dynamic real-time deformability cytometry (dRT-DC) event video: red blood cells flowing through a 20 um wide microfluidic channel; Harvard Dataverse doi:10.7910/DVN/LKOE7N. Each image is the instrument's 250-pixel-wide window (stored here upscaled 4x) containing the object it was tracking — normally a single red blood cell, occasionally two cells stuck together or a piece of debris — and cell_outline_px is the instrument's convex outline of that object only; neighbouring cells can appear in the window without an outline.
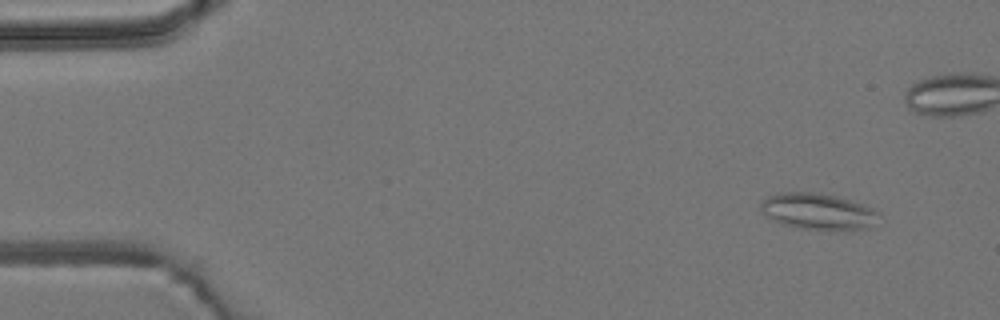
{"species": "common noctule bat (a hibernating species)", "species_latin": "Nyctalus noctula", "temperature_condition": "room temperature", "stored_images_in_passage": 4, "camera_frame_rate_fps": 3000, "um_per_image_px": 0.085, "animal": {"sex": "male", "body_mass_g": 19.2, "forearm_length_mm": 51.8}, "frame": {"image": 1, "passage_image": 1, "time_ms": 0.0, "image_size_px": [1000, 320], "cell_outline_px": [[880, 212], [872, 228], [852, 232], [844, 232], [800, 228], [768, 220], [760, 208], [760, 204], [768, 196], [780, 192], [812, 192], [836, 196], [872, 208]], "centroid_in_image_um": [69.56, 18.02], "position_along_channel_um": 15.4, "area_um2": 25.55}}